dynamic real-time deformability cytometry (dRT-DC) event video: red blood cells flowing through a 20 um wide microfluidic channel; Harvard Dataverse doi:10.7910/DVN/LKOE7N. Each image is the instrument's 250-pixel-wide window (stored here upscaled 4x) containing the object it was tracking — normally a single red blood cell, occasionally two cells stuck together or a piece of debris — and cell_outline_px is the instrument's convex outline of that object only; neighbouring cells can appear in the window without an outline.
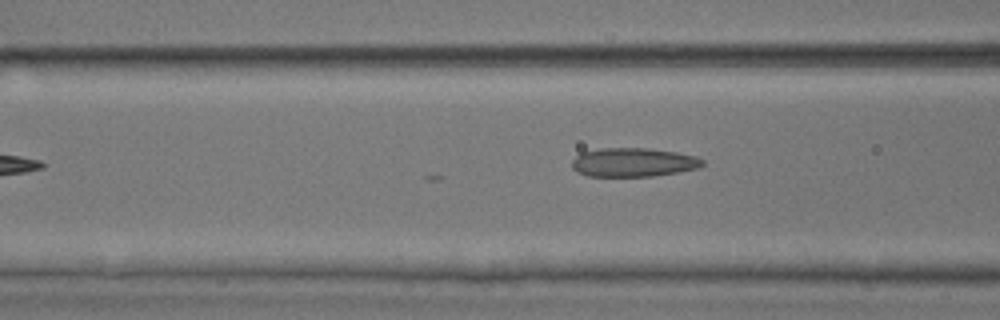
{"species": "common noctule bat (a hibernating species)", "species_latin": "Nyctalus noctula", "temperature_condition": "room temperature", "stored_images_in_passage": 5, "camera_frame_rate_fps": 3000, "um_per_image_px": 0.085, "animal": {"sex": "male", "body_mass_g": 17.9, "forearm_length_mm": 54.2}, "frame": {"image": 1, "passage_image": 5, "time_ms": 5.667, "image_size_px": [1000, 320], "cell_outline_px": [[704, 164], [700, 168], [652, 176], [588, 176], [576, 172], [572, 168], [572, 160], [580, 152], [600, 148], [648, 148], [676, 152], [696, 156], [704, 160]], "centroid_in_image_um": [53.82, 13.79], "position_along_channel_um": 112.8, "area_um2": 22.08}}